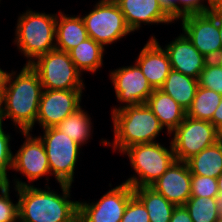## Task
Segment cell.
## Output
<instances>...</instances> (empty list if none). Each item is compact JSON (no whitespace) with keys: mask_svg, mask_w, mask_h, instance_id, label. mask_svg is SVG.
<instances>
[{"mask_svg":"<svg viewBox=\"0 0 222 222\" xmlns=\"http://www.w3.org/2000/svg\"><path fill=\"white\" fill-rule=\"evenodd\" d=\"M17 191L19 222H78L79 201L70 200L71 186L60 183L61 194L35 187L15 179ZM48 189V190H47Z\"/></svg>","mask_w":222,"mask_h":222,"instance_id":"1","label":"cell"},{"mask_svg":"<svg viewBox=\"0 0 222 222\" xmlns=\"http://www.w3.org/2000/svg\"><path fill=\"white\" fill-rule=\"evenodd\" d=\"M5 71L2 87V115L9 118L20 132H32L43 92L38 73L24 65L19 73Z\"/></svg>","mask_w":222,"mask_h":222,"instance_id":"2","label":"cell"},{"mask_svg":"<svg viewBox=\"0 0 222 222\" xmlns=\"http://www.w3.org/2000/svg\"><path fill=\"white\" fill-rule=\"evenodd\" d=\"M114 141L101 140L102 145L110 146L122 153L135 144L153 143L164 129L147 104L121 107L111 114Z\"/></svg>","mask_w":222,"mask_h":222,"instance_id":"3","label":"cell"},{"mask_svg":"<svg viewBox=\"0 0 222 222\" xmlns=\"http://www.w3.org/2000/svg\"><path fill=\"white\" fill-rule=\"evenodd\" d=\"M56 19L57 14L40 13L30 9L18 17L13 42L28 59L26 65L56 49Z\"/></svg>","mask_w":222,"mask_h":222,"instance_id":"4","label":"cell"},{"mask_svg":"<svg viewBox=\"0 0 222 222\" xmlns=\"http://www.w3.org/2000/svg\"><path fill=\"white\" fill-rule=\"evenodd\" d=\"M169 149L159 142L135 144L126 148L122 153L127 155L134 169L133 175L128 178L132 188L149 187L176 161L170 141Z\"/></svg>","mask_w":222,"mask_h":222,"instance_id":"5","label":"cell"},{"mask_svg":"<svg viewBox=\"0 0 222 222\" xmlns=\"http://www.w3.org/2000/svg\"><path fill=\"white\" fill-rule=\"evenodd\" d=\"M30 66L38 73L43 89L83 90L82 74L69 53L54 49L39 56Z\"/></svg>","mask_w":222,"mask_h":222,"instance_id":"6","label":"cell"},{"mask_svg":"<svg viewBox=\"0 0 222 222\" xmlns=\"http://www.w3.org/2000/svg\"><path fill=\"white\" fill-rule=\"evenodd\" d=\"M42 130L44 135L38 137L45 146L51 175H55L59 184L72 185L81 145L56 127Z\"/></svg>","mask_w":222,"mask_h":222,"instance_id":"7","label":"cell"},{"mask_svg":"<svg viewBox=\"0 0 222 222\" xmlns=\"http://www.w3.org/2000/svg\"><path fill=\"white\" fill-rule=\"evenodd\" d=\"M81 18L88 37L104 48L132 32L117 3L98 1L91 12Z\"/></svg>","mask_w":222,"mask_h":222,"instance_id":"8","label":"cell"},{"mask_svg":"<svg viewBox=\"0 0 222 222\" xmlns=\"http://www.w3.org/2000/svg\"><path fill=\"white\" fill-rule=\"evenodd\" d=\"M171 144L176 161H186L220 140L219 130L210 122L185 116L172 132Z\"/></svg>","mask_w":222,"mask_h":222,"instance_id":"9","label":"cell"},{"mask_svg":"<svg viewBox=\"0 0 222 222\" xmlns=\"http://www.w3.org/2000/svg\"><path fill=\"white\" fill-rule=\"evenodd\" d=\"M180 19L182 31L209 61L214 60L222 52L219 11L190 14Z\"/></svg>","mask_w":222,"mask_h":222,"instance_id":"10","label":"cell"},{"mask_svg":"<svg viewBox=\"0 0 222 222\" xmlns=\"http://www.w3.org/2000/svg\"><path fill=\"white\" fill-rule=\"evenodd\" d=\"M133 195V188L123 182L95 203L79 201L78 222H120Z\"/></svg>","mask_w":222,"mask_h":222,"instance_id":"11","label":"cell"},{"mask_svg":"<svg viewBox=\"0 0 222 222\" xmlns=\"http://www.w3.org/2000/svg\"><path fill=\"white\" fill-rule=\"evenodd\" d=\"M109 76L114 85L116 99L123 104L115 106L112 112L121 107L146 104L148 97L154 91L136 62L134 65L110 71Z\"/></svg>","mask_w":222,"mask_h":222,"instance_id":"12","label":"cell"},{"mask_svg":"<svg viewBox=\"0 0 222 222\" xmlns=\"http://www.w3.org/2000/svg\"><path fill=\"white\" fill-rule=\"evenodd\" d=\"M82 90L43 89L36 123L42 129L55 127L81 108Z\"/></svg>","mask_w":222,"mask_h":222,"instance_id":"13","label":"cell"},{"mask_svg":"<svg viewBox=\"0 0 222 222\" xmlns=\"http://www.w3.org/2000/svg\"><path fill=\"white\" fill-rule=\"evenodd\" d=\"M25 141L16 154H13L14 171L27 177L28 182L51 175L48 157L43 142L38 136L33 137L30 131L21 132Z\"/></svg>","mask_w":222,"mask_h":222,"instance_id":"14","label":"cell"},{"mask_svg":"<svg viewBox=\"0 0 222 222\" xmlns=\"http://www.w3.org/2000/svg\"><path fill=\"white\" fill-rule=\"evenodd\" d=\"M192 174L184 161H175L167 170L149 187L163 195L176 206L184 205L191 197Z\"/></svg>","mask_w":222,"mask_h":222,"instance_id":"15","label":"cell"},{"mask_svg":"<svg viewBox=\"0 0 222 222\" xmlns=\"http://www.w3.org/2000/svg\"><path fill=\"white\" fill-rule=\"evenodd\" d=\"M164 49L168 53L173 70L195 79H199L200 73L209 61L194 47L184 32L170 41Z\"/></svg>","mask_w":222,"mask_h":222,"instance_id":"16","label":"cell"},{"mask_svg":"<svg viewBox=\"0 0 222 222\" xmlns=\"http://www.w3.org/2000/svg\"><path fill=\"white\" fill-rule=\"evenodd\" d=\"M155 36L141 49L136 63L153 89H159L172 70L168 53Z\"/></svg>","mask_w":222,"mask_h":222,"instance_id":"17","label":"cell"},{"mask_svg":"<svg viewBox=\"0 0 222 222\" xmlns=\"http://www.w3.org/2000/svg\"><path fill=\"white\" fill-rule=\"evenodd\" d=\"M132 32L141 24H171L174 20L163 10L158 0H119L116 2Z\"/></svg>","mask_w":222,"mask_h":222,"instance_id":"18","label":"cell"},{"mask_svg":"<svg viewBox=\"0 0 222 222\" xmlns=\"http://www.w3.org/2000/svg\"><path fill=\"white\" fill-rule=\"evenodd\" d=\"M146 104L158 118L160 125L166 128L168 135L172 134L186 116V110L160 89H154Z\"/></svg>","mask_w":222,"mask_h":222,"instance_id":"19","label":"cell"},{"mask_svg":"<svg viewBox=\"0 0 222 222\" xmlns=\"http://www.w3.org/2000/svg\"><path fill=\"white\" fill-rule=\"evenodd\" d=\"M60 16V17H59ZM81 15L59 12L56 19V49L69 52L88 37Z\"/></svg>","mask_w":222,"mask_h":222,"instance_id":"20","label":"cell"},{"mask_svg":"<svg viewBox=\"0 0 222 222\" xmlns=\"http://www.w3.org/2000/svg\"><path fill=\"white\" fill-rule=\"evenodd\" d=\"M198 85V79L172 69L159 89L171 96L187 111L195 97Z\"/></svg>","mask_w":222,"mask_h":222,"instance_id":"21","label":"cell"},{"mask_svg":"<svg viewBox=\"0 0 222 222\" xmlns=\"http://www.w3.org/2000/svg\"><path fill=\"white\" fill-rule=\"evenodd\" d=\"M192 175L217 178L222 172V140L185 161Z\"/></svg>","mask_w":222,"mask_h":222,"instance_id":"22","label":"cell"},{"mask_svg":"<svg viewBox=\"0 0 222 222\" xmlns=\"http://www.w3.org/2000/svg\"><path fill=\"white\" fill-rule=\"evenodd\" d=\"M104 52L105 48L103 46L92 38H87L68 53L81 73L83 71L95 73L103 65Z\"/></svg>","mask_w":222,"mask_h":222,"instance_id":"23","label":"cell"},{"mask_svg":"<svg viewBox=\"0 0 222 222\" xmlns=\"http://www.w3.org/2000/svg\"><path fill=\"white\" fill-rule=\"evenodd\" d=\"M134 195L144 204L150 222H170L176 205L150 187L133 188Z\"/></svg>","mask_w":222,"mask_h":222,"instance_id":"24","label":"cell"},{"mask_svg":"<svg viewBox=\"0 0 222 222\" xmlns=\"http://www.w3.org/2000/svg\"><path fill=\"white\" fill-rule=\"evenodd\" d=\"M88 115L89 114L81 107L55 127L83 146L85 143H88V140L92 137V122L90 115Z\"/></svg>","mask_w":222,"mask_h":222,"instance_id":"25","label":"cell"},{"mask_svg":"<svg viewBox=\"0 0 222 222\" xmlns=\"http://www.w3.org/2000/svg\"><path fill=\"white\" fill-rule=\"evenodd\" d=\"M221 99L222 95L198 85L192 104L186 111V116L212 123L213 114Z\"/></svg>","mask_w":222,"mask_h":222,"instance_id":"26","label":"cell"},{"mask_svg":"<svg viewBox=\"0 0 222 222\" xmlns=\"http://www.w3.org/2000/svg\"><path fill=\"white\" fill-rule=\"evenodd\" d=\"M184 206L193 222H219L221 220L219 197H190Z\"/></svg>","mask_w":222,"mask_h":222,"instance_id":"27","label":"cell"},{"mask_svg":"<svg viewBox=\"0 0 222 222\" xmlns=\"http://www.w3.org/2000/svg\"><path fill=\"white\" fill-rule=\"evenodd\" d=\"M198 84L222 95V68L214 60L208 61L200 73Z\"/></svg>","mask_w":222,"mask_h":222,"instance_id":"28","label":"cell"},{"mask_svg":"<svg viewBox=\"0 0 222 222\" xmlns=\"http://www.w3.org/2000/svg\"><path fill=\"white\" fill-rule=\"evenodd\" d=\"M10 134H6L3 130V124L0 125V187L9 182L8 169L13 166V152L10 146Z\"/></svg>","mask_w":222,"mask_h":222,"instance_id":"29","label":"cell"},{"mask_svg":"<svg viewBox=\"0 0 222 222\" xmlns=\"http://www.w3.org/2000/svg\"><path fill=\"white\" fill-rule=\"evenodd\" d=\"M191 197H219L217 178L192 175Z\"/></svg>","mask_w":222,"mask_h":222,"instance_id":"30","label":"cell"},{"mask_svg":"<svg viewBox=\"0 0 222 222\" xmlns=\"http://www.w3.org/2000/svg\"><path fill=\"white\" fill-rule=\"evenodd\" d=\"M10 181L0 187V222H18V201L16 204L10 199Z\"/></svg>","mask_w":222,"mask_h":222,"instance_id":"31","label":"cell"},{"mask_svg":"<svg viewBox=\"0 0 222 222\" xmlns=\"http://www.w3.org/2000/svg\"><path fill=\"white\" fill-rule=\"evenodd\" d=\"M120 222H150L148 211L135 195L129 199Z\"/></svg>","mask_w":222,"mask_h":222,"instance_id":"32","label":"cell"},{"mask_svg":"<svg viewBox=\"0 0 222 222\" xmlns=\"http://www.w3.org/2000/svg\"><path fill=\"white\" fill-rule=\"evenodd\" d=\"M204 1H207L208 5H205ZM209 1L210 0H178L177 21L186 15L205 13L210 11L211 8L209 5Z\"/></svg>","mask_w":222,"mask_h":222,"instance_id":"33","label":"cell"},{"mask_svg":"<svg viewBox=\"0 0 222 222\" xmlns=\"http://www.w3.org/2000/svg\"><path fill=\"white\" fill-rule=\"evenodd\" d=\"M170 222H193L184 205L176 206L173 210Z\"/></svg>","mask_w":222,"mask_h":222,"instance_id":"34","label":"cell"},{"mask_svg":"<svg viewBox=\"0 0 222 222\" xmlns=\"http://www.w3.org/2000/svg\"><path fill=\"white\" fill-rule=\"evenodd\" d=\"M163 10L174 20H177L178 0H158Z\"/></svg>","mask_w":222,"mask_h":222,"instance_id":"35","label":"cell"},{"mask_svg":"<svg viewBox=\"0 0 222 222\" xmlns=\"http://www.w3.org/2000/svg\"><path fill=\"white\" fill-rule=\"evenodd\" d=\"M212 124L220 131L222 129V99L212 117Z\"/></svg>","mask_w":222,"mask_h":222,"instance_id":"36","label":"cell"},{"mask_svg":"<svg viewBox=\"0 0 222 222\" xmlns=\"http://www.w3.org/2000/svg\"><path fill=\"white\" fill-rule=\"evenodd\" d=\"M209 5L211 10L222 11V0H210Z\"/></svg>","mask_w":222,"mask_h":222,"instance_id":"37","label":"cell"},{"mask_svg":"<svg viewBox=\"0 0 222 222\" xmlns=\"http://www.w3.org/2000/svg\"><path fill=\"white\" fill-rule=\"evenodd\" d=\"M217 182H218L219 199L222 201V172L217 177Z\"/></svg>","mask_w":222,"mask_h":222,"instance_id":"38","label":"cell"},{"mask_svg":"<svg viewBox=\"0 0 222 222\" xmlns=\"http://www.w3.org/2000/svg\"><path fill=\"white\" fill-rule=\"evenodd\" d=\"M219 30H220V40L222 45V11H219Z\"/></svg>","mask_w":222,"mask_h":222,"instance_id":"39","label":"cell"},{"mask_svg":"<svg viewBox=\"0 0 222 222\" xmlns=\"http://www.w3.org/2000/svg\"><path fill=\"white\" fill-rule=\"evenodd\" d=\"M214 61L222 68V52L214 59Z\"/></svg>","mask_w":222,"mask_h":222,"instance_id":"40","label":"cell"},{"mask_svg":"<svg viewBox=\"0 0 222 222\" xmlns=\"http://www.w3.org/2000/svg\"><path fill=\"white\" fill-rule=\"evenodd\" d=\"M3 115H2V101H1V92H0V125L3 124Z\"/></svg>","mask_w":222,"mask_h":222,"instance_id":"41","label":"cell"},{"mask_svg":"<svg viewBox=\"0 0 222 222\" xmlns=\"http://www.w3.org/2000/svg\"><path fill=\"white\" fill-rule=\"evenodd\" d=\"M4 73H5V71L0 68V90H1V87H2Z\"/></svg>","mask_w":222,"mask_h":222,"instance_id":"42","label":"cell"},{"mask_svg":"<svg viewBox=\"0 0 222 222\" xmlns=\"http://www.w3.org/2000/svg\"><path fill=\"white\" fill-rule=\"evenodd\" d=\"M101 2H112V3H116L119 0H99Z\"/></svg>","mask_w":222,"mask_h":222,"instance_id":"43","label":"cell"},{"mask_svg":"<svg viewBox=\"0 0 222 222\" xmlns=\"http://www.w3.org/2000/svg\"><path fill=\"white\" fill-rule=\"evenodd\" d=\"M219 138L222 140V129L219 131Z\"/></svg>","mask_w":222,"mask_h":222,"instance_id":"44","label":"cell"},{"mask_svg":"<svg viewBox=\"0 0 222 222\" xmlns=\"http://www.w3.org/2000/svg\"><path fill=\"white\" fill-rule=\"evenodd\" d=\"M221 220H222V201H221Z\"/></svg>","mask_w":222,"mask_h":222,"instance_id":"45","label":"cell"}]
</instances>
